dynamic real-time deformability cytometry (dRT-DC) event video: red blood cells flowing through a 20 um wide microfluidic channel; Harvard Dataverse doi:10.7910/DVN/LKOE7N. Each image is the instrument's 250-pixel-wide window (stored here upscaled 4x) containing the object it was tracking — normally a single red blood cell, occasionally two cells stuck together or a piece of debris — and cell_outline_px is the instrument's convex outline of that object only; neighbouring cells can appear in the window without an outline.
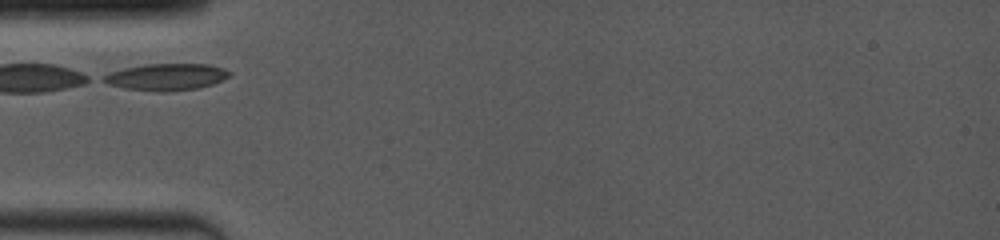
{"species": "common noctule bat (a hibernating species)", "species_latin": "Nyctalus noctula", "temperature_condition": "room temperature", "stored_images_in_passage": 4, "camera_frame_rate_fps": 4000, "um_per_image_px": 0.085, "animal": {"sex": "female", "body_mass_g": 19.0, "forearm_length_mm": 53.3}, "frame": {"image": 1, "passage_image": 1, "time_ms": 0.0, "image_size_px": [1000, 240], "cell_outline_px": [[232, 76], [212, 84], [200, 88], [168, 92], [156, 92], [124, 88], [108, 84], [100, 80], [104, 76], [112, 72], [124, 68], [148, 64], [208, 64], [224, 68], [232, 72]], "centroid_in_image_um": [14.19, 6.55], "position_along_channel_um": 70.8, "area_um2": 19.83}}